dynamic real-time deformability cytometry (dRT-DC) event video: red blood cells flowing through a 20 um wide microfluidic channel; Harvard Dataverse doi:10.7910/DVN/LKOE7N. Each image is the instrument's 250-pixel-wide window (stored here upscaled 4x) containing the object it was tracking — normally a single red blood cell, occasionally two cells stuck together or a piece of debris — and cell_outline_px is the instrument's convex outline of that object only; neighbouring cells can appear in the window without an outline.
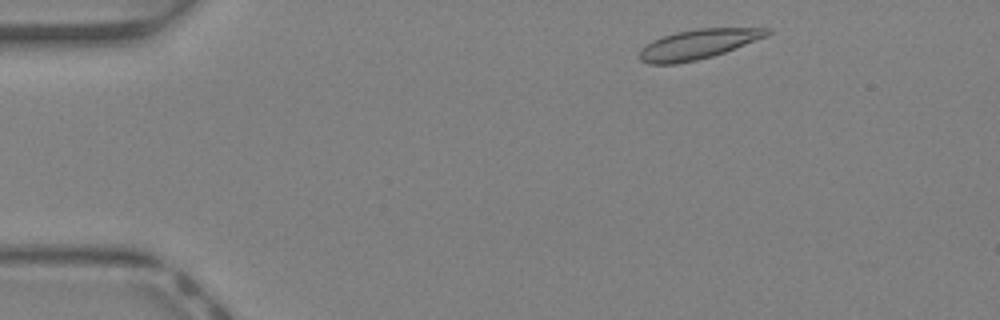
{"species": "Egyptian fruit bat (a non-hibernating species)", "species_latin": "Rousettus aegyptiacus", "temperature_condition": "warm", "stored_images_in_passage": 37, "camera_frame_rate_fps": 3000, "um_per_image_px": 0.085, "animal": {"sex": "female"}, "frame": {"image": 1, "passage_image": 2, "time_ms": 0.333, "image_size_px": [1000, 320], "cell_outline_px": [[772, 32], [768, 36], [724, 52], [712, 56], [696, 60], [676, 64], [648, 64], [640, 60], [640, 52], [652, 40], [660, 36], [676, 32], [696, 28], [772, 28]], "centroid_in_image_um": [59.36, 3.75], "position_along_channel_um": 25.6, "area_um2": 22.02}}
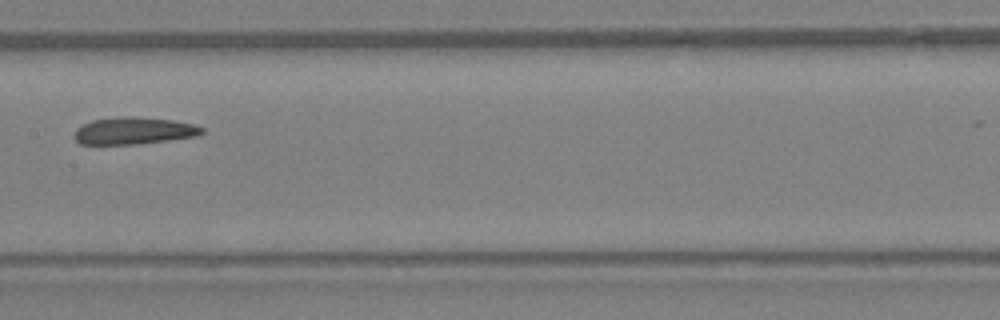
{"frame": {"image": 2, "passage_image": 17, "time_ms": 5.333, "image_size_px": [1000, 320], "cell_outline_px": [[204, 132], [200, 136], [136, 144], [80, 144], [76, 140], [76, 128], [92, 120], [120, 116], [132, 116], [172, 120], [192, 124], [204, 128]], "centroid_in_image_um": [11.41, 11.11], "position_along_channel_um": 196.0, "area_um2": 20.06}}
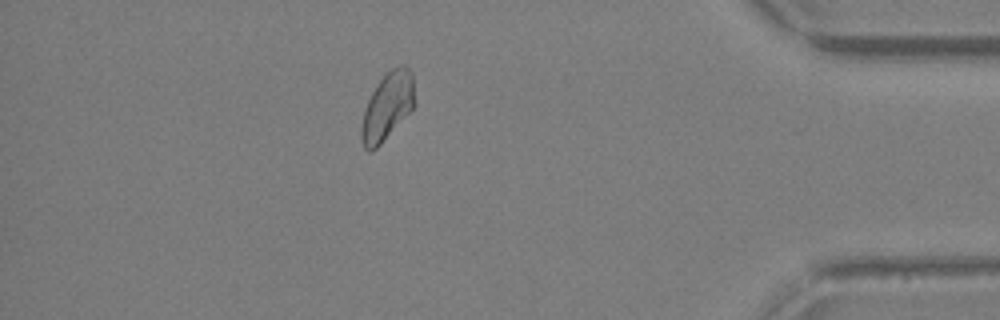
{"frame": {"image": 3, "passage_image": 32, "time_ms": 10.333, "image_size_px": [1000, 320], "cell_outline_px": [[416, 104], [380, 144], [372, 152], [368, 152], [364, 148], [360, 140], [360, 128], [364, 108], [372, 92], [380, 80], [392, 68], [400, 64], [404, 64], [412, 72]], "centroid_in_image_um": [32.91, 9.05], "position_along_channel_um": 402.3, "area_um2": 20.98}, "authors_computed_cell_mechanics": {"area_um2": 20.9814, "velocity_mm_per_s": 4.9495, "shape_relaxation_time_tau1_ms": 9.2126, "shape_relaxation_time_tau2_ms": 1.8937, "deformation_change_tau1": 0.2092, "deformation_change_tau2": 0.065}}